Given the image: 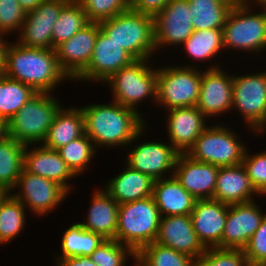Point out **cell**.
I'll return each instance as SVG.
<instances>
[{"instance_id": "1", "label": "cell", "mask_w": 266, "mask_h": 266, "mask_svg": "<svg viewBox=\"0 0 266 266\" xmlns=\"http://www.w3.org/2000/svg\"><path fill=\"white\" fill-rule=\"evenodd\" d=\"M111 105L94 104L81 108L85 134L97 146L129 144L144 131L141 113L115 101Z\"/></svg>"}, {"instance_id": "2", "label": "cell", "mask_w": 266, "mask_h": 266, "mask_svg": "<svg viewBox=\"0 0 266 266\" xmlns=\"http://www.w3.org/2000/svg\"><path fill=\"white\" fill-rule=\"evenodd\" d=\"M3 75L18 80L37 93H50L64 78L55 49L29 48L19 43L6 49Z\"/></svg>"}, {"instance_id": "3", "label": "cell", "mask_w": 266, "mask_h": 266, "mask_svg": "<svg viewBox=\"0 0 266 266\" xmlns=\"http://www.w3.org/2000/svg\"><path fill=\"white\" fill-rule=\"evenodd\" d=\"M100 29L135 60L151 57L156 49L154 18L133 9L99 22ZM149 56V57H148Z\"/></svg>"}, {"instance_id": "4", "label": "cell", "mask_w": 266, "mask_h": 266, "mask_svg": "<svg viewBox=\"0 0 266 266\" xmlns=\"http://www.w3.org/2000/svg\"><path fill=\"white\" fill-rule=\"evenodd\" d=\"M161 215L153 196L119 205L116 240L138 253L156 241Z\"/></svg>"}, {"instance_id": "5", "label": "cell", "mask_w": 266, "mask_h": 266, "mask_svg": "<svg viewBox=\"0 0 266 266\" xmlns=\"http://www.w3.org/2000/svg\"><path fill=\"white\" fill-rule=\"evenodd\" d=\"M49 93H37L7 121V134L25 145L41 143L62 108ZM61 106V107H60Z\"/></svg>"}, {"instance_id": "6", "label": "cell", "mask_w": 266, "mask_h": 266, "mask_svg": "<svg viewBox=\"0 0 266 266\" xmlns=\"http://www.w3.org/2000/svg\"><path fill=\"white\" fill-rule=\"evenodd\" d=\"M224 126L207 127L186 155L191 159L219 167L242 164L246 147Z\"/></svg>"}, {"instance_id": "7", "label": "cell", "mask_w": 266, "mask_h": 266, "mask_svg": "<svg viewBox=\"0 0 266 266\" xmlns=\"http://www.w3.org/2000/svg\"><path fill=\"white\" fill-rule=\"evenodd\" d=\"M250 8L235 3L223 26V46L246 51H262L266 47V9L249 14Z\"/></svg>"}, {"instance_id": "8", "label": "cell", "mask_w": 266, "mask_h": 266, "mask_svg": "<svg viewBox=\"0 0 266 266\" xmlns=\"http://www.w3.org/2000/svg\"><path fill=\"white\" fill-rule=\"evenodd\" d=\"M202 72L194 67L157 69V103L167 109L197 106Z\"/></svg>"}, {"instance_id": "9", "label": "cell", "mask_w": 266, "mask_h": 266, "mask_svg": "<svg viewBox=\"0 0 266 266\" xmlns=\"http://www.w3.org/2000/svg\"><path fill=\"white\" fill-rule=\"evenodd\" d=\"M147 59L135 60L121 68L105 82H109L114 100L135 110V105L146 97L157 99V70L147 67Z\"/></svg>"}, {"instance_id": "10", "label": "cell", "mask_w": 266, "mask_h": 266, "mask_svg": "<svg viewBox=\"0 0 266 266\" xmlns=\"http://www.w3.org/2000/svg\"><path fill=\"white\" fill-rule=\"evenodd\" d=\"M251 128L264 131L266 125V73L233 76V103ZM257 129V130H256Z\"/></svg>"}, {"instance_id": "11", "label": "cell", "mask_w": 266, "mask_h": 266, "mask_svg": "<svg viewBox=\"0 0 266 266\" xmlns=\"http://www.w3.org/2000/svg\"><path fill=\"white\" fill-rule=\"evenodd\" d=\"M154 18L155 47L183 44L193 33L188 0H169Z\"/></svg>"}, {"instance_id": "12", "label": "cell", "mask_w": 266, "mask_h": 266, "mask_svg": "<svg viewBox=\"0 0 266 266\" xmlns=\"http://www.w3.org/2000/svg\"><path fill=\"white\" fill-rule=\"evenodd\" d=\"M68 0H44L36 9L27 12L17 43L29 48H52L53 25Z\"/></svg>"}, {"instance_id": "13", "label": "cell", "mask_w": 266, "mask_h": 266, "mask_svg": "<svg viewBox=\"0 0 266 266\" xmlns=\"http://www.w3.org/2000/svg\"><path fill=\"white\" fill-rule=\"evenodd\" d=\"M99 30V22H89L55 48L59 66L71 80L87 68Z\"/></svg>"}, {"instance_id": "14", "label": "cell", "mask_w": 266, "mask_h": 266, "mask_svg": "<svg viewBox=\"0 0 266 266\" xmlns=\"http://www.w3.org/2000/svg\"><path fill=\"white\" fill-rule=\"evenodd\" d=\"M17 187L22 188L21 191H23L20 192L22 194H13V196L24 206L27 203L32 211L41 215L58 206L68 194V191L59 183L32 174L24 168L15 185V188Z\"/></svg>"}, {"instance_id": "15", "label": "cell", "mask_w": 266, "mask_h": 266, "mask_svg": "<svg viewBox=\"0 0 266 266\" xmlns=\"http://www.w3.org/2000/svg\"><path fill=\"white\" fill-rule=\"evenodd\" d=\"M133 61L135 59L126 50L112 41L100 29L89 64L76 80L105 82L114 73L130 65Z\"/></svg>"}, {"instance_id": "16", "label": "cell", "mask_w": 266, "mask_h": 266, "mask_svg": "<svg viewBox=\"0 0 266 266\" xmlns=\"http://www.w3.org/2000/svg\"><path fill=\"white\" fill-rule=\"evenodd\" d=\"M266 214H262L254 200L228 207L226 224L218 248L242 249L246 246Z\"/></svg>"}, {"instance_id": "17", "label": "cell", "mask_w": 266, "mask_h": 266, "mask_svg": "<svg viewBox=\"0 0 266 266\" xmlns=\"http://www.w3.org/2000/svg\"><path fill=\"white\" fill-rule=\"evenodd\" d=\"M155 242L195 260L200 258L207 249L194 231L190 215L162 216Z\"/></svg>"}, {"instance_id": "18", "label": "cell", "mask_w": 266, "mask_h": 266, "mask_svg": "<svg viewBox=\"0 0 266 266\" xmlns=\"http://www.w3.org/2000/svg\"><path fill=\"white\" fill-rule=\"evenodd\" d=\"M233 76H228L217 66L202 73L197 108L206 117L225 113L232 108Z\"/></svg>"}, {"instance_id": "19", "label": "cell", "mask_w": 266, "mask_h": 266, "mask_svg": "<svg viewBox=\"0 0 266 266\" xmlns=\"http://www.w3.org/2000/svg\"><path fill=\"white\" fill-rule=\"evenodd\" d=\"M174 171L175 178L197 200L213 198L219 166L179 154Z\"/></svg>"}, {"instance_id": "20", "label": "cell", "mask_w": 266, "mask_h": 266, "mask_svg": "<svg viewBox=\"0 0 266 266\" xmlns=\"http://www.w3.org/2000/svg\"><path fill=\"white\" fill-rule=\"evenodd\" d=\"M228 207L213 198L196 200L190 217L194 231L206 248L217 247L221 243Z\"/></svg>"}, {"instance_id": "21", "label": "cell", "mask_w": 266, "mask_h": 266, "mask_svg": "<svg viewBox=\"0 0 266 266\" xmlns=\"http://www.w3.org/2000/svg\"><path fill=\"white\" fill-rule=\"evenodd\" d=\"M180 153L170 144L145 142L128 154L127 166L149 175L154 180L163 179V173L175 170Z\"/></svg>"}, {"instance_id": "22", "label": "cell", "mask_w": 266, "mask_h": 266, "mask_svg": "<svg viewBox=\"0 0 266 266\" xmlns=\"http://www.w3.org/2000/svg\"><path fill=\"white\" fill-rule=\"evenodd\" d=\"M169 113L167 130L170 142L180 154H186L207 128L206 117L197 106L173 108Z\"/></svg>"}, {"instance_id": "23", "label": "cell", "mask_w": 266, "mask_h": 266, "mask_svg": "<svg viewBox=\"0 0 266 266\" xmlns=\"http://www.w3.org/2000/svg\"><path fill=\"white\" fill-rule=\"evenodd\" d=\"M262 195L248 177L245 167H219L213 199L227 205L252 201V194Z\"/></svg>"}, {"instance_id": "24", "label": "cell", "mask_w": 266, "mask_h": 266, "mask_svg": "<svg viewBox=\"0 0 266 266\" xmlns=\"http://www.w3.org/2000/svg\"><path fill=\"white\" fill-rule=\"evenodd\" d=\"M28 146L24 149L23 168L32 174L53 180L69 191L67 180L76 175L60 157L59 152L43 145L32 150Z\"/></svg>"}, {"instance_id": "25", "label": "cell", "mask_w": 266, "mask_h": 266, "mask_svg": "<svg viewBox=\"0 0 266 266\" xmlns=\"http://www.w3.org/2000/svg\"><path fill=\"white\" fill-rule=\"evenodd\" d=\"M153 197L160 215H190L196 198L193 197L172 174L169 178L155 180Z\"/></svg>"}, {"instance_id": "26", "label": "cell", "mask_w": 266, "mask_h": 266, "mask_svg": "<svg viewBox=\"0 0 266 266\" xmlns=\"http://www.w3.org/2000/svg\"><path fill=\"white\" fill-rule=\"evenodd\" d=\"M155 180L130 166L108 181L106 191L120 205L153 196Z\"/></svg>"}, {"instance_id": "27", "label": "cell", "mask_w": 266, "mask_h": 266, "mask_svg": "<svg viewBox=\"0 0 266 266\" xmlns=\"http://www.w3.org/2000/svg\"><path fill=\"white\" fill-rule=\"evenodd\" d=\"M87 222L80 223L87 231L101 234L105 239H115L119 204L105 190L94 193Z\"/></svg>"}, {"instance_id": "28", "label": "cell", "mask_w": 266, "mask_h": 266, "mask_svg": "<svg viewBox=\"0 0 266 266\" xmlns=\"http://www.w3.org/2000/svg\"><path fill=\"white\" fill-rule=\"evenodd\" d=\"M85 134L84 115L80 108H61L49 127L44 147L57 150Z\"/></svg>"}, {"instance_id": "29", "label": "cell", "mask_w": 266, "mask_h": 266, "mask_svg": "<svg viewBox=\"0 0 266 266\" xmlns=\"http://www.w3.org/2000/svg\"><path fill=\"white\" fill-rule=\"evenodd\" d=\"M194 30L223 29L235 0H188Z\"/></svg>"}, {"instance_id": "30", "label": "cell", "mask_w": 266, "mask_h": 266, "mask_svg": "<svg viewBox=\"0 0 266 266\" xmlns=\"http://www.w3.org/2000/svg\"><path fill=\"white\" fill-rule=\"evenodd\" d=\"M25 146L10 136L0 141V187L9 193L23 170Z\"/></svg>"}, {"instance_id": "31", "label": "cell", "mask_w": 266, "mask_h": 266, "mask_svg": "<svg viewBox=\"0 0 266 266\" xmlns=\"http://www.w3.org/2000/svg\"><path fill=\"white\" fill-rule=\"evenodd\" d=\"M106 239L98 233L87 231L80 223L73 224L64 233L61 247L63 255L60 259L76 256H90Z\"/></svg>"}, {"instance_id": "32", "label": "cell", "mask_w": 266, "mask_h": 266, "mask_svg": "<svg viewBox=\"0 0 266 266\" xmlns=\"http://www.w3.org/2000/svg\"><path fill=\"white\" fill-rule=\"evenodd\" d=\"M36 94L32 87L0 75V117L7 122Z\"/></svg>"}, {"instance_id": "33", "label": "cell", "mask_w": 266, "mask_h": 266, "mask_svg": "<svg viewBox=\"0 0 266 266\" xmlns=\"http://www.w3.org/2000/svg\"><path fill=\"white\" fill-rule=\"evenodd\" d=\"M89 21L85 10L79 3L68 2L60 11L59 18L53 25L52 48L67 41L81 30Z\"/></svg>"}, {"instance_id": "34", "label": "cell", "mask_w": 266, "mask_h": 266, "mask_svg": "<svg viewBox=\"0 0 266 266\" xmlns=\"http://www.w3.org/2000/svg\"><path fill=\"white\" fill-rule=\"evenodd\" d=\"M137 266H196V260L184 253L156 242L137 253Z\"/></svg>"}, {"instance_id": "35", "label": "cell", "mask_w": 266, "mask_h": 266, "mask_svg": "<svg viewBox=\"0 0 266 266\" xmlns=\"http://www.w3.org/2000/svg\"><path fill=\"white\" fill-rule=\"evenodd\" d=\"M26 206L16 199L12 194H8L0 204V244H6L11 239L18 236L25 225Z\"/></svg>"}, {"instance_id": "36", "label": "cell", "mask_w": 266, "mask_h": 266, "mask_svg": "<svg viewBox=\"0 0 266 266\" xmlns=\"http://www.w3.org/2000/svg\"><path fill=\"white\" fill-rule=\"evenodd\" d=\"M183 45L189 56L197 60L210 59L224 48L223 30H194Z\"/></svg>"}, {"instance_id": "37", "label": "cell", "mask_w": 266, "mask_h": 266, "mask_svg": "<svg viewBox=\"0 0 266 266\" xmlns=\"http://www.w3.org/2000/svg\"><path fill=\"white\" fill-rule=\"evenodd\" d=\"M92 144V140L84 134L57 149L60 157L76 176L85 170L87 163L93 158L96 149Z\"/></svg>"}, {"instance_id": "38", "label": "cell", "mask_w": 266, "mask_h": 266, "mask_svg": "<svg viewBox=\"0 0 266 266\" xmlns=\"http://www.w3.org/2000/svg\"><path fill=\"white\" fill-rule=\"evenodd\" d=\"M127 255L137 260V253L131 247L115 239H106L89 257L97 266H124Z\"/></svg>"}, {"instance_id": "39", "label": "cell", "mask_w": 266, "mask_h": 266, "mask_svg": "<svg viewBox=\"0 0 266 266\" xmlns=\"http://www.w3.org/2000/svg\"><path fill=\"white\" fill-rule=\"evenodd\" d=\"M89 22L110 19L131 8V0H81Z\"/></svg>"}, {"instance_id": "40", "label": "cell", "mask_w": 266, "mask_h": 266, "mask_svg": "<svg viewBox=\"0 0 266 266\" xmlns=\"http://www.w3.org/2000/svg\"><path fill=\"white\" fill-rule=\"evenodd\" d=\"M196 266H250L242 249L209 247Z\"/></svg>"}, {"instance_id": "41", "label": "cell", "mask_w": 266, "mask_h": 266, "mask_svg": "<svg viewBox=\"0 0 266 266\" xmlns=\"http://www.w3.org/2000/svg\"><path fill=\"white\" fill-rule=\"evenodd\" d=\"M26 14L18 0H0V33L21 29Z\"/></svg>"}, {"instance_id": "42", "label": "cell", "mask_w": 266, "mask_h": 266, "mask_svg": "<svg viewBox=\"0 0 266 266\" xmlns=\"http://www.w3.org/2000/svg\"><path fill=\"white\" fill-rule=\"evenodd\" d=\"M243 252L250 266H266V215L243 248Z\"/></svg>"}, {"instance_id": "43", "label": "cell", "mask_w": 266, "mask_h": 266, "mask_svg": "<svg viewBox=\"0 0 266 266\" xmlns=\"http://www.w3.org/2000/svg\"><path fill=\"white\" fill-rule=\"evenodd\" d=\"M242 165L255 188L266 195V152L255 154L252 157L245 153Z\"/></svg>"}, {"instance_id": "44", "label": "cell", "mask_w": 266, "mask_h": 266, "mask_svg": "<svg viewBox=\"0 0 266 266\" xmlns=\"http://www.w3.org/2000/svg\"><path fill=\"white\" fill-rule=\"evenodd\" d=\"M169 0H131V9L152 17L156 16Z\"/></svg>"}, {"instance_id": "45", "label": "cell", "mask_w": 266, "mask_h": 266, "mask_svg": "<svg viewBox=\"0 0 266 266\" xmlns=\"http://www.w3.org/2000/svg\"><path fill=\"white\" fill-rule=\"evenodd\" d=\"M57 266H97L89 256H76L60 259Z\"/></svg>"}, {"instance_id": "46", "label": "cell", "mask_w": 266, "mask_h": 266, "mask_svg": "<svg viewBox=\"0 0 266 266\" xmlns=\"http://www.w3.org/2000/svg\"><path fill=\"white\" fill-rule=\"evenodd\" d=\"M2 35L3 34L0 33V75H2L5 70L6 49L9 45L8 43L4 42L5 40L2 41Z\"/></svg>"}, {"instance_id": "47", "label": "cell", "mask_w": 266, "mask_h": 266, "mask_svg": "<svg viewBox=\"0 0 266 266\" xmlns=\"http://www.w3.org/2000/svg\"><path fill=\"white\" fill-rule=\"evenodd\" d=\"M43 1L44 0H18L20 6L26 13L36 9Z\"/></svg>"}, {"instance_id": "48", "label": "cell", "mask_w": 266, "mask_h": 266, "mask_svg": "<svg viewBox=\"0 0 266 266\" xmlns=\"http://www.w3.org/2000/svg\"><path fill=\"white\" fill-rule=\"evenodd\" d=\"M6 136H8L7 122L3 118L0 117V141L4 139Z\"/></svg>"}, {"instance_id": "49", "label": "cell", "mask_w": 266, "mask_h": 266, "mask_svg": "<svg viewBox=\"0 0 266 266\" xmlns=\"http://www.w3.org/2000/svg\"><path fill=\"white\" fill-rule=\"evenodd\" d=\"M256 2L261 3L260 5L264 6L263 9L264 10L266 9V0H256ZM235 3H239V4H242L244 6L250 7L248 0H235Z\"/></svg>"}, {"instance_id": "50", "label": "cell", "mask_w": 266, "mask_h": 266, "mask_svg": "<svg viewBox=\"0 0 266 266\" xmlns=\"http://www.w3.org/2000/svg\"><path fill=\"white\" fill-rule=\"evenodd\" d=\"M9 194L7 190L4 188L0 187V204L1 202L5 199V197Z\"/></svg>"}, {"instance_id": "51", "label": "cell", "mask_w": 266, "mask_h": 266, "mask_svg": "<svg viewBox=\"0 0 266 266\" xmlns=\"http://www.w3.org/2000/svg\"><path fill=\"white\" fill-rule=\"evenodd\" d=\"M81 0H68V2L79 3Z\"/></svg>"}]
</instances>
